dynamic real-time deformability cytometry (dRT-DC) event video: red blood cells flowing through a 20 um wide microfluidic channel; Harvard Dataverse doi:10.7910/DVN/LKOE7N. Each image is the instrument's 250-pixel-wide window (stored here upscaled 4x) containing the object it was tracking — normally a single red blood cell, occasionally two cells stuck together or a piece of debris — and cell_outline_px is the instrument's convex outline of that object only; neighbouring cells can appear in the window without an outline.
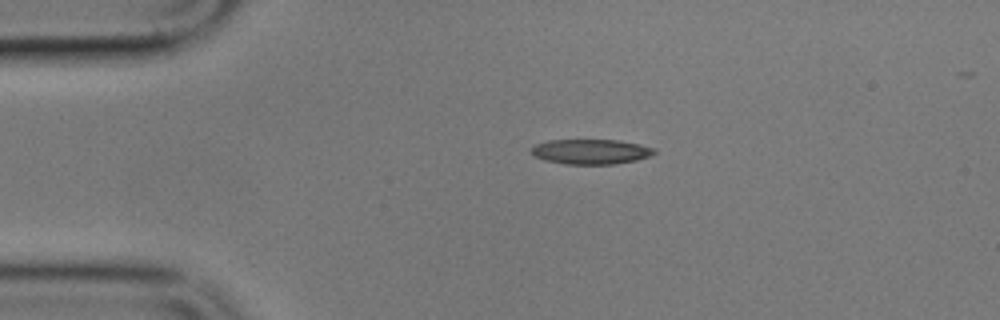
{"species": "common noctule bat (a hibernating species)", "species_latin": "Nyctalus noctula", "temperature_condition": "cold", "stored_images_in_passage": 7, "camera_frame_rate_fps": 3000, "um_per_image_px": 0.085, "animal": {"sex": "male", "body_mass_g": 17.9}, "frame": {"image": 1, "passage_image": 1, "time_ms": 0.0, "image_size_px": [1000, 320], "cell_outline_px": [[656, 152], [652, 156], [636, 160], [616, 164], [564, 164], [544, 160], [532, 156], [532, 148], [536, 144], [548, 140], [620, 140], [640, 144], [656, 148]], "centroid_in_image_um": [50.25, 12.89], "position_along_channel_um": 34.7, "area_um2": 18.09}}
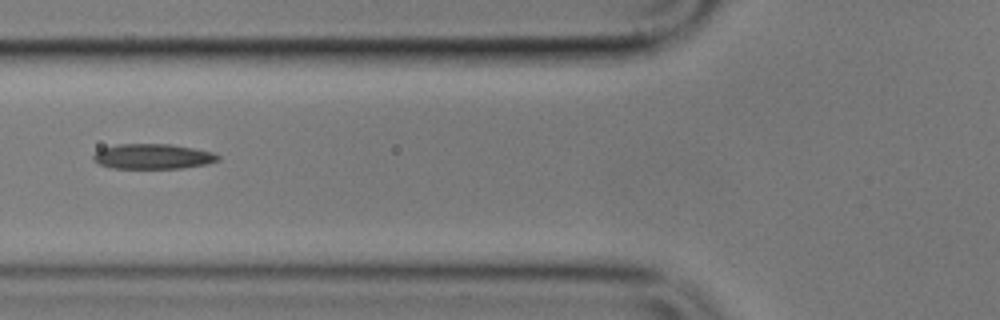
{"frame": {"image": 2, "passage_image": 3, "time_ms": 3.333, "image_size_px": [1000, 320], "cell_outline_px": [[220, 160], [208, 164], [180, 168], [112, 168], [100, 164], [92, 160], [92, 156], [100, 148], [116, 144], [172, 144], [212, 152], [220, 156]], "centroid_in_image_um": [12.97, 13.29], "position_along_channel_um": 112.8, "area_um2": 18.32}}
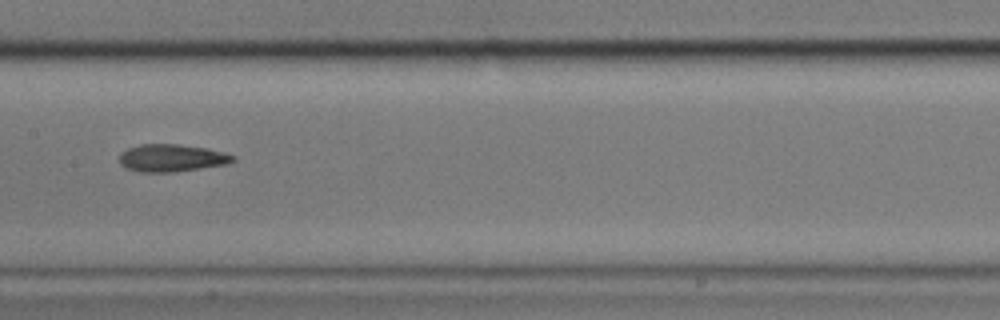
{"frame": {"image": 3, "passage_image": 5, "time_ms": 5.667, "image_size_px": [1000, 320], "cell_outline_px": [[236, 160], [228, 164], [176, 172], [140, 172], [124, 168], [120, 164], [120, 152], [128, 148], [140, 144], [176, 144], [208, 148], [224, 152], [236, 156]], "centroid_in_image_um": [14.6, 13.43], "position_along_channel_um": 192.8, "area_um2": 18.44}}